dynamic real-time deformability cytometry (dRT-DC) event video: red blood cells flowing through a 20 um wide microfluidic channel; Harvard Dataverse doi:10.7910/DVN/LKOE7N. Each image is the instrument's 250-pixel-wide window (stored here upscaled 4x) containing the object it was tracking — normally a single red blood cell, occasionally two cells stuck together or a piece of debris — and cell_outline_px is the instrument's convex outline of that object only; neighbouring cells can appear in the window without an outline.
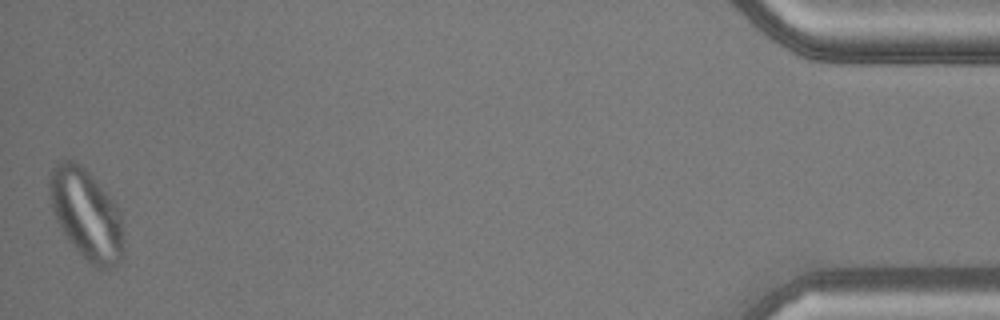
{"species": "common noctule bat (a hibernating species)", "species_latin": "Nyctalus noctula", "temperature_condition": "warm", "stored_images_in_passage": 43, "camera_frame_rate_fps": 3000, "um_per_image_px": 0.085, "animal": {"sex": "male", "body_mass_g": 20.5, "forearm_length_mm": 52.5}, "frame": {"image": 1, "passage_image": 43, "time_ms": 14.0, "image_size_px": [1000, 320], "cell_outline_px": [[124, 252], [120, 260], [112, 268], [100, 268], [92, 264], [72, 244], [56, 220], [52, 208], [48, 184], [48, 180], [52, 168], [56, 164], [64, 160], [72, 160], [80, 164], [92, 176], [116, 204], [120, 212], [124, 240]], "centroid_in_image_um": [7.35, 18.2], "position_along_channel_um": 427.8, "area_um2": 38.61}}